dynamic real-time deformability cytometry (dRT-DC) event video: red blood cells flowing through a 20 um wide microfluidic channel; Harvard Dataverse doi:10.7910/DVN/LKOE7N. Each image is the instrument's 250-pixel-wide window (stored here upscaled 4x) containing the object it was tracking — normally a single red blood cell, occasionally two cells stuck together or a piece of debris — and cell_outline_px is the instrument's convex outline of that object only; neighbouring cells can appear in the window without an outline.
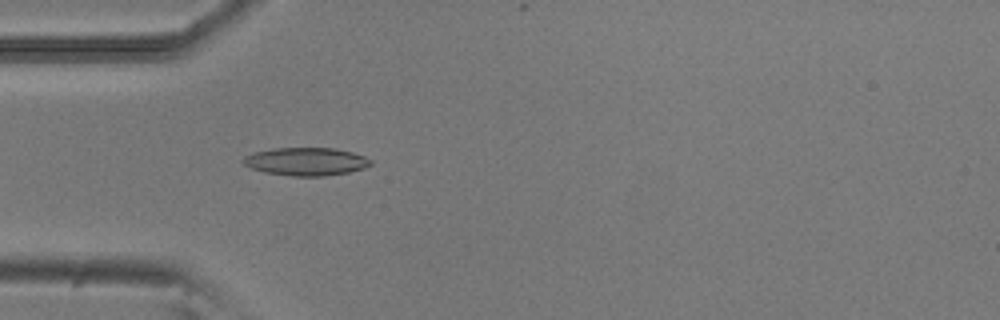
{"species": "common noctule bat (a hibernating species)", "species_latin": "Nyctalus noctula", "temperature_condition": "room temperature", "stored_images_in_passage": 2, "camera_frame_rate_fps": 3000, "um_per_image_px": 0.085, "animal": {"sex": "male", "body_mass_g": 20.5, "forearm_length_mm": 52.5}, "frame": {"image": 1, "passage_image": 2, "time_ms": 0.333, "image_size_px": [1000, 320], "cell_outline_px": [[372, 164], [364, 168], [348, 172], [324, 176], [292, 176], [264, 172], [252, 168], [244, 164], [240, 160], [244, 156], [256, 152], [272, 148], [336, 148], [352, 152], [364, 156], [372, 160]], "centroid_in_image_um": [26.01, 13.73], "position_along_channel_um": 59.0, "area_um2": 20.81}}